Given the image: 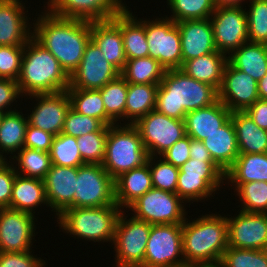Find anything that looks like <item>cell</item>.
<instances>
[{
	"label": "cell",
	"instance_id": "6da1fadb",
	"mask_svg": "<svg viewBox=\"0 0 267 267\" xmlns=\"http://www.w3.org/2000/svg\"><path fill=\"white\" fill-rule=\"evenodd\" d=\"M41 13L32 24V37L59 61L70 77L91 39V22L58 17L48 10Z\"/></svg>",
	"mask_w": 267,
	"mask_h": 267
},
{
	"label": "cell",
	"instance_id": "7a4b0ae2",
	"mask_svg": "<svg viewBox=\"0 0 267 267\" xmlns=\"http://www.w3.org/2000/svg\"><path fill=\"white\" fill-rule=\"evenodd\" d=\"M218 100V91L180 69L166 70L156 94L155 110L177 120L188 112L208 107Z\"/></svg>",
	"mask_w": 267,
	"mask_h": 267
},
{
	"label": "cell",
	"instance_id": "3957f363",
	"mask_svg": "<svg viewBox=\"0 0 267 267\" xmlns=\"http://www.w3.org/2000/svg\"><path fill=\"white\" fill-rule=\"evenodd\" d=\"M196 219V220H195ZM182 223V246L185 265L219 262L228 247L226 216L206 214Z\"/></svg>",
	"mask_w": 267,
	"mask_h": 267
},
{
	"label": "cell",
	"instance_id": "277c9868",
	"mask_svg": "<svg viewBox=\"0 0 267 267\" xmlns=\"http://www.w3.org/2000/svg\"><path fill=\"white\" fill-rule=\"evenodd\" d=\"M23 96L66 91L69 76L59 61L33 37L24 45L21 72L17 80Z\"/></svg>",
	"mask_w": 267,
	"mask_h": 267
},
{
	"label": "cell",
	"instance_id": "5b68a950",
	"mask_svg": "<svg viewBox=\"0 0 267 267\" xmlns=\"http://www.w3.org/2000/svg\"><path fill=\"white\" fill-rule=\"evenodd\" d=\"M122 209L118 205L67 208L56 217L64 233L94 242H113L115 227Z\"/></svg>",
	"mask_w": 267,
	"mask_h": 267
},
{
	"label": "cell",
	"instance_id": "8992f818",
	"mask_svg": "<svg viewBox=\"0 0 267 267\" xmlns=\"http://www.w3.org/2000/svg\"><path fill=\"white\" fill-rule=\"evenodd\" d=\"M121 124L110 125L108 128L102 163L114 180L122 173L143 166L149 157L137 128L127 122Z\"/></svg>",
	"mask_w": 267,
	"mask_h": 267
},
{
	"label": "cell",
	"instance_id": "52a82bcc",
	"mask_svg": "<svg viewBox=\"0 0 267 267\" xmlns=\"http://www.w3.org/2000/svg\"><path fill=\"white\" fill-rule=\"evenodd\" d=\"M224 181L225 172L212 159L190 158L179 167L176 193L185 204L205 201L217 194Z\"/></svg>",
	"mask_w": 267,
	"mask_h": 267
},
{
	"label": "cell",
	"instance_id": "ba28073f",
	"mask_svg": "<svg viewBox=\"0 0 267 267\" xmlns=\"http://www.w3.org/2000/svg\"><path fill=\"white\" fill-rule=\"evenodd\" d=\"M184 203L177 193L151 188L135 200L128 210L134 212V218L151 225L182 224L188 214Z\"/></svg>",
	"mask_w": 267,
	"mask_h": 267
},
{
	"label": "cell",
	"instance_id": "9c48e42d",
	"mask_svg": "<svg viewBox=\"0 0 267 267\" xmlns=\"http://www.w3.org/2000/svg\"><path fill=\"white\" fill-rule=\"evenodd\" d=\"M109 205H117L114 179L103 168L102 164H84L77 167L73 208Z\"/></svg>",
	"mask_w": 267,
	"mask_h": 267
},
{
	"label": "cell",
	"instance_id": "30bf717a",
	"mask_svg": "<svg viewBox=\"0 0 267 267\" xmlns=\"http://www.w3.org/2000/svg\"><path fill=\"white\" fill-rule=\"evenodd\" d=\"M141 267H187L183 256L182 224L151 225Z\"/></svg>",
	"mask_w": 267,
	"mask_h": 267
},
{
	"label": "cell",
	"instance_id": "8fae6325",
	"mask_svg": "<svg viewBox=\"0 0 267 267\" xmlns=\"http://www.w3.org/2000/svg\"><path fill=\"white\" fill-rule=\"evenodd\" d=\"M166 17L145 19V33L149 57L166 70L182 67L181 39L178 25Z\"/></svg>",
	"mask_w": 267,
	"mask_h": 267
},
{
	"label": "cell",
	"instance_id": "7c38bea8",
	"mask_svg": "<svg viewBox=\"0 0 267 267\" xmlns=\"http://www.w3.org/2000/svg\"><path fill=\"white\" fill-rule=\"evenodd\" d=\"M123 210L116 223L114 244L115 263L119 265L141 267L151 224L138 220L133 216L127 219Z\"/></svg>",
	"mask_w": 267,
	"mask_h": 267
},
{
	"label": "cell",
	"instance_id": "4fadbf2b",
	"mask_svg": "<svg viewBox=\"0 0 267 267\" xmlns=\"http://www.w3.org/2000/svg\"><path fill=\"white\" fill-rule=\"evenodd\" d=\"M133 125L149 156H161L176 141L186 136L184 120L170 118L156 110L150 111Z\"/></svg>",
	"mask_w": 267,
	"mask_h": 267
},
{
	"label": "cell",
	"instance_id": "5bb4252c",
	"mask_svg": "<svg viewBox=\"0 0 267 267\" xmlns=\"http://www.w3.org/2000/svg\"><path fill=\"white\" fill-rule=\"evenodd\" d=\"M245 7L215 8L209 18L213 27L217 51L230 54L248 42V25Z\"/></svg>",
	"mask_w": 267,
	"mask_h": 267
},
{
	"label": "cell",
	"instance_id": "9a60e30c",
	"mask_svg": "<svg viewBox=\"0 0 267 267\" xmlns=\"http://www.w3.org/2000/svg\"><path fill=\"white\" fill-rule=\"evenodd\" d=\"M119 75L120 71L104 58L100 48L90 39L79 66L69 77V87L99 90Z\"/></svg>",
	"mask_w": 267,
	"mask_h": 267
},
{
	"label": "cell",
	"instance_id": "2e32d148",
	"mask_svg": "<svg viewBox=\"0 0 267 267\" xmlns=\"http://www.w3.org/2000/svg\"><path fill=\"white\" fill-rule=\"evenodd\" d=\"M35 215L10 208L0 209V252L32 250L37 219Z\"/></svg>",
	"mask_w": 267,
	"mask_h": 267
},
{
	"label": "cell",
	"instance_id": "e0dca14e",
	"mask_svg": "<svg viewBox=\"0 0 267 267\" xmlns=\"http://www.w3.org/2000/svg\"><path fill=\"white\" fill-rule=\"evenodd\" d=\"M226 216L229 247L263 250L267 246V213L240 210L235 217Z\"/></svg>",
	"mask_w": 267,
	"mask_h": 267
},
{
	"label": "cell",
	"instance_id": "ac0fdd59",
	"mask_svg": "<svg viewBox=\"0 0 267 267\" xmlns=\"http://www.w3.org/2000/svg\"><path fill=\"white\" fill-rule=\"evenodd\" d=\"M46 4L58 17L90 22L109 20L128 7L122 0H48Z\"/></svg>",
	"mask_w": 267,
	"mask_h": 267
},
{
	"label": "cell",
	"instance_id": "d6986e66",
	"mask_svg": "<svg viewBox=\"0 0 267 267\" xmlns=\"http://www.w3.org/2000/svg\"><path fill=\"white\" fill-rule=\"evenodd\" d=\"M218 99L231 111H245L258 99V82L245 72L225 65Z\"/></svg>",
	"mask_w": 267,
	"mask_h": 267
},
{
	"label": "cell",
	"instance_id": "ffe728a7",
	"mask_svg": "<svg viewBox=\"0 0 267 267\" xmlns=\"http://www.w3.org/2000/svg\"><path fill=\"white\" fill-rule=\"evenodd\" d=\"M35 104L32 112L27 116L28 124L49 132L54 136L62 133L67 112L71 108V102L67 91L54 94H35L29 95Z\"/></svg>",
	"mask_w": 267,
	"mask_h": 267
},
{
	"label": "cell",
	"instance_id": "44dd1931",
	"mask_svg": "<svg viewBox=\"0 0 267 267\" xmlns=\"http://www.w3.org/2000/svg\"><path fill=\"white\" fill-rule=\"evenodd\" d=\"M21 2L0 0V46L25 45L32 37L31 18Z\"/></svg>",
	"mask_w": 267,
	"mask_h": 267
},
{
	"label": "cell",
	"instance_id": "7402d4cb",
	"mask_svg": "<svg viewBox=\"0 0 267 267\" xmlns=\"http://www.w3.org/2000/svg\"><path fill=\"white\" fill-rule=\"evenodd\" d=\"M76 177L77 167L52 164L43 180L49 207L57 217L67 208H73Z\"/></svg>",
	"mask_w": 267,
	"mask_h": 267
},
{
	"label": "cell",
	"instance_id": "603a6c76",
	"mask_svg": "<svg viewBox=\"0 0 267 267\" xmlns=\"http://www.w3.org/2000/svg\"><path fill=\"white\" fill-rule=\"evenodd\" d=\"M180 32L182 64L217 51L210 19L176 22Z\"/></svg>",
	"mask_w": 267,
	"mask_h": 267
},
{
	"label": "cell",
	"instance_id": "cb8c5ba5",
	"mask_svg": "<svg viewBox=\"0 0 267 267\" xmlns=\"http://www.w3.org/2000/svg\"><path fill=\"white\" fill-rule=\"evenodd\" d=\"M231 114L219 99L208 107L188 112L184 118L186 135L202 141L221 128L231 118Z\"/></svg>",
	"mask_w": 267,
	"mask_h": 267
},
{
	"label": "cell",
	"instance_id": "d4e9b609",
	"mask_svg": "<svg viewBox=\"0 0 267 267\" xmlns=\"http://www.w3.org/2000/svg\"><path fill=\"white\" fill-rule=\"evenodd\" d=\"M91 40L120 72L127 61L120 27L112 20L91 21Z\"/></svg>",
	"mask_w": 267,
	"mask_h": 267
},
{
	"label": "cell",
	"instance_id": "484cf974",
	"mask_svg": "<svg viewBox=\"0 0 267 267\" xmlns=\"http://www.w3.org/2000/svg\"><path fill=\"white\" fill-rule=\"evenodd\" d=\"M129 9L126 7L111 18L121 29L126 58L128 60L148 57L145 20L144 18L137 20Z\"/></svg>",
	"mask_w": 267,
	"mask_h": 267
},
{
	"label": "cell",
	"instance_id": "4316f807",
	"mask_svg": "<svg viewBox=\"0 0 267 267\" xmlns=\"http://www.w3.org/2000/svg\"><path fill=\"white\" fill-rule=\"evenodd\" d=\"M115 202L123 210L153 188L149 164L122 173L114 180Z\"/></svg>",
	"mask_w": 267,
	"mask_h": 267
},
{
	"label": "cell",
	"instance_id": "83f0119b",
	"mask_svg": "<svg viewBox=\"0 0 267 267\" xmlns=\"http://www.w3.org/2000/svg\"><path fill=\"white\" fill-rule=\"evenodd\" d=\"M212 160L226 172L239 156L235 128L230 118L221 128L202 140Z\"/></svg>",
	"mask_w": 267,
	"mask_h": 267
},
{
	"label": "cell",
	"instance_id": "f1b7e54d",
	"mask_svg": "<svg viewBox=\"0 0 267 267\" xmlns=\"http://www.w3.org/2000/svg\"><path fill=\"white\" fill-rule=\"evenodd\" d=\"M41 204L49 207L44 181L16 174L9 208L34 215Z\"/></svg>",
	"mask_w": 267,
	"mask_h": 267
},
{
	"label": "cell",
	"instance_id": "f546056e",
	"mask_svg": "<svg viewBox=\"0 0 267 267\" xmlns=\"http://www.w3.org/2000/svg\"><path fill=\"white\" fill-rule=\"evenodd\" d=\"M234 191L243 183L267 182V153L239 154L233 165L225 172V181Z\"/></svg>",
	"mask_w": 267,
	"mask_h": 267
},
{
	"label": "cell",
	"instance_id": "4dcf8cb0",
	"mask_svg": "<svg viewBox=\"0 0 267 267\" xmlns=\"http://www.w3.org/2000/svg\"><path fill=\"white\" fill-rule=\"evenodd\" d=\"M226 63L227 55L215 51L185 61L180 70L197 81L213 86L218 91L222 83Z\"/></svg>",
	"mask_w": 267,
	"mask_h": 267
},
{
	"label": "cell",
	"instance_id": "1f68e13d",
	"mask_svg": "<svg viewBox=\"0 0 267 267\" xmlns=\"http://www.w3.org/2000/svg\"><path fill=\"white\" fill-rule=\"evenodd\" d=\"M227 62L258 82L267 74V44L246 42L227 55Z\"/></svg>",
	"mask_w": 267,
	"mask_h": 267
},
{
	"label": "cell",
	"instance_id": "d6a6232c",
	"mask_svg": "<svg viewBox=\"0 0 267 267\" xmlns=\"http://www.w3.org/2000/svg\"><path fill=\"white\" fill-rule=\"evenodd\" d=\"M231 119L239 154L267 153L266 130L257 126L245 111L232 112Z\"/></svg>",
	"mask_w": 267,
	"mask_h": 267
},
{
	"label": "cell",
	"instance_id": "836d02e7",
	"mask_svg": "<svg viewBox=\"0 0 267 267\" xmlns=\"http://www.w3.org/2000/svg\"><path fill=\"white\" fill-rule=\"evenodd\" d=\"M28 118L22 111L14 110L3 114L0 121V152L5 155L15 153L24 147ZM14 153V154H13Z\"/></svg>",
	"mask_w": 267,
	"mask_h": 267
},
{
	"label": "cell",
	"instance_id": "e575fe53",
	"mask_svg": "<svg viewBox=\"0 0 267 267\" xmlns=\"http://www.w3.org/2000/svg\"><path fill=\"white\" fill-rule=\"evenodd\" d=\"M158 86L128 83L125 106V121H128V124H134L138 119L155 110Z\"/></svg>",
	"mask_w": 267,
	"mask_h": 267
},
{
	"label": "cell",
	"instance_id": "d590c367",
	"mask_svg": "<svg viewBox=\"0 0 267 267\" xmlns=\"http://www.w3.org/2000/svg\"><path fill=\"white\" fill-rule=\"evenodd\" d=\"M71 102V108L76 112L96 118L105 126L115 123L106 115L103 99L99 90L73 89L68 87L66 90Z\"/></svg>",
	"mask_w": 267,
	"mask_h": 267
},
{
	"label": "cell",
	"instance_id": "8d00e7d4",
	"mask_svg": "<svg viewBox=\"0 0 267 267\" xmlns=\"http://www.w3.org/2000/svg\"><path fill=\"white\" fill-rule=\"evenodd\" d=\"M166 69L152 57L128 59L120 75L127 83L156 84L163 79Z\"/></svg>",
	"mask_w": 267,
	"mask_h": 267
},
{
	"label": "cell",
	"instance_id": "74e56055",
	"mask_svg": "<svg viewBox=\"0 0 267 267\" xmlns=\"http://www.w3.org/2000/svg\"><path fill=\"white\" fill-rule=\"evenodd\" d=\"M16 154L9 160L16 164L14 166L18 175L44 180L52 166L49 152L23 147Z\"/></svg>",
	"mask_w": 267,
	"mask_h": 267
},
{
	"label": "cell",
	"instance_id": "f35d334b",
	"mask_svg": "<svg viewBox=\"0 0 267 267\" xmlns=\"http://www.w3.org/2000/svg\"><path fill=\"white\" fill-rule=\"evenodd\" d=\"M106 115L115 123L125 120L128 83L119 75L100 89ZM121 119V120H119Z\"/></svg>",
	"mask_w": 267,
	"mask_h": 267
},
{
	"label": "cell",
	"instance_id": "ab89813d",
	"mask_svg": "<svg viewBox=\"0 0 267 267\" xmlns=\"http://www.w3.org/2000/svg\"><path fill=\"white\" fill-rule=\"evenodd\" d=\"M171 16L175 23L184 20L209 19L215 10L213 0H167Z\"/></svg>",
	"mask_w": 267,
	"mask_h": 267
},
{
	"label": "cell",
	"instance_id": "60d3db41",
	"mask_svg": "<svg viewBox=\"0 0 267 267\" xmlns=\"http://www.w3.org/2000/svg\"><path fill=\"white\" fill-rule=\"evenodd\" d=\"M49 153L52 164L58 166L79 167L85 164L78 149L76 137L64 133L54 136Z\"/></svg>",
	"mask_w": 267,
	"mask_h": 267
},
{
	"label": "cell",
	"instance_id": "b9f144b4",
	"mask_svg": "<svg viewBox=\"0 0 267 267\" xmlns=\"http://www.w3.org/2000/svg\"><path fill=\"white\" fill-rule=\"evenodd\" d=\"M109 126L98 132L76 137L77 146L85 164H102L105 158L106 139Z\"/></svg>",
	"mask_w": 267,
	"mask_h": 267
},
{
	"label": "cell",
	"instance_id": "7bdbcfd3",
	"mask_svg": "<svg viewBox=\"0 0 267 267\" xmlns=\"http://www.w3.org/2000/svg\"><path fill=\"white\" fill-rule=\"evenodd\" d=\"M234 192L241 201L242 211L267 213V182L243 183Z\"/></svg>",
	"mask_w": 267,
	"mask_h": 267
},
{
	"label": "cell",
	"instance_id": "ee69618b",
	"mask_svg": "<svg viewBox=\"0 0 267 267\" xmlns=\"http://www.w3.org/2000/svg\"><path fill=\"white\" fill-rule=\"evenodd\" d=\"M159 157L149 156L147 160L151 172L153 188L176 193L179 167L170 164L161 156ZM155 159L159 160L156 161Z\"/></svg>",
	"mask_w": 267,
	"mask_h": 267
},
{
	"label": "cell",
	"instance_id": "f6af8a7d",
	"mask_svg": "<svg viewBox=\"0 0 267 267\" xmlns=\"http://www.w3.org/2000/svg\"><path fill=\"white\" fill-rule=\"evenodd\" d=\"M246 10L248 42L267 44V0H250Z\"/></svg>",
	"mask_w": 267,
	"mask_h": 267
},
{
	"label": "cell",
	"instance_id": "bcb514c9",
	"mask_svg": "<svg viewBox=\"0 0 267 267\" xmlns=\"http://www.w3.org/2000/svg\"><path fill=\"white\" fill-rule=\"evenodd\" d=\"M220 262L224 267H267L264 250L227 247Z\"/></svg>",
	"mask_w": 267,
	"mask_h": 267
},
{
	"label": "cell",
	"instance_id": "7dc6e473",
	"mask_svg": "<svg viewBox=\"0 0 267 267\" xmlns=\"http://www.w3.org/2000/svg\"><path fill=\"white\" fill-rule=\"evenodd\" d=\"M103 126L104 124L100 120L82 115L70 108L64 121L62 133L72 137H79L98 132Z\"/></svg>",
	"mask_w": 267,
	"mask_h": 267
},
{
	"label": "cell",
	"instance_id": "c3c4849f",
	"mask_svg": "<svg viewBox=\"0 0 267 267\" xmlns=\"http://www.w3.org/2000/svg\"><path fill=\"white\" fill-rule=\"evenodd\" d=\"M24 45L0 46V79L18 80Z\"/></svg>",
	"mask_w": 267,
	"mask_h": 267
},
{
	"label": "cell",
	"instance_id": "681fc988",
	"mask_svg": "<svg viewBox=\"0 0 267 267\" xmlns=\"http://www.w3.org/2000/svg\"><path fill=\"white\" fill-rule=\"evenodd\" d=\"M27 252H0V267H46L45 260Z\"/></svg>",
	"mask_w": 267,
	"mask_h": 267
},
{
	"label": "cell",
	"instance_id": "f907efd6",
	"mask_svg": "<svg viewBox=\"0 0 267 267\" xmlns=\"http://www.w3.org/2000/svg\"><path fill=\"white\" fill-rule=\"evenodd\" d=\"M54 135L28 124L24 147L50 152Z\"/></svg>",
	"mask_w": 267,
	"mask_h": 267
},
{
	"label": "cell",
	"instance_id": "816d5d0a",
	"mask_svg": "<svg viewBox=\"0 0 267 267\" xmlns=\"http://www.w3.org/2000/svg\"><path fill=\"white\" fill-rule=\"evenodd\" d=\"M190 142L189 136H184L182 139L176 141L168 150H166L161 157L170 164L180 167L187 160L190 159Z\"/></svg>",
	"mask_w": 267,
	"mask_h": 267
},
{
	"label": "cell",
	"instance_id": "f5cc1de1",
	"mask_svg": "<svg viewBox=\"0 0 267 267\" xmlns=\"http://www.w3.org/2000/svg\"><path fill=\"white\" fill-rule=\"evenodd\" d=\"M12 163L9 161L0 169V209L9 208L10 205L12 187L17 174Z\"/></svg>",
	"mask_w": 267,
	"mask_h": 267
},
{
	"label": "cell",
	"instance_id": "db71d44e",
	"mask_svg": "<svg viewBox=\"0 0 267 267\" xmlns=\"http://www.w3.org/2000/svg\"><path fill=\"white\" fill-rule=\"evenodd\" d=\"M22 97L16 80L0 79V112L6 113L11 110V104L18 102L16 99ZM10 107V108H9Z\"/></svg>",
	"mask_w": 267,
	"mask_h": 267
},
{
	"label": "cell",
	"instance_id": "11a10c76",
	"mask_svg": "<svg viewBox=\"0 0 267 267\" xmlns=\"http://www.w3.org/2000/svg\"><path fill=\"white\" fill-rule=\"evenodd\" d=\"M245 112L257 126L267 130V100L258 99Z\"/></svg>",
	"mask_w": 267,
	"mask_h": 267
},
{
	"label": "cell",
	"instance_id": "9f6ffc18",
	"mask_svg": "<svg viewBox=\"0 0 267 267\" xmlns=\"http://www.w3.org/2000/svg\"><path fill=\"white\" fill-rule=\"evenodd\" d=\"M190 158L193 159H212L209 151L202 141L194 140L191 138L190 142Z\"/></svg>",
	"mask_w": 267,
	"mask_h": 267
},
{
	"label": "cell",
	"instance_id": "6f0895ef",
	"mask_svg": "<svg viewBox=\"0 0 267 267\" xmlns=\"http://www.w3.org/2000/svg\"><path fill=\"white\" fill-rule=\"evenodd\" d=\"M244 1L245 0H213L216 8H220V7H243L242 4H244Z\"/></svg>",
	"mask_w": 267,
	"mask_h": 267
},
{
	"label": "cell",
	"instance_id": "680465c9",
	"mask_svg": "<svg viewBox=\"0 0 267 267\" xmlns=\"http://www.w3.org/2000/svg\"><path fill=\"white\" fill-rule=\"evenodd\" d=\"M258 95L259 99L267 100V74L258 81Z\"/></svg>",
	"mask_w": 267,
	"mask_h": 267
},
{
	"label": "cell",
	"instance_id": "91938a15",
	"mask_svg": "<svg viewBox=\"0 0 267 267\" xmlns=\"http://www.w3.org/2000/svg\"><path fill=\"white\" fill-rule=\"evenodd\" d=\"M194 267H224V265L219 261V262H213V263H202Z\"/></svg>",
	"mask_w": 267,
	"mask_h": 267
},
{
	"label": "cell",
	"instance_id": "94428289",
	"mask_svg": "<svg viewBox=\"0 0 267 267\" xmlns=\"http://www.w3.org/2000/svg\"><path fill=\"white\" fill-rule=\"evenodd\" d=\"M9 161L7 158L0 152V169L4 167Z\"/></svg>",
	"mask_w": 267,
	"mask_h": 267
},
{
	"label": "cell",
	"instance_id": "6125c7cd",
	"mask_svg": "<svg viewBox=\"0 0 267 267\" xmlns=\"http://www.w3.org/2000/svg\"><path fill=\"white\" fill-rule=\"evenodd\" d=\"M113 265H115V266H113V267H134V266H126V265H119V264H113Z\"/></svg>",
	"mask_w": 267,
	"mask_h": 267
},
{
	"label": "cell",
	"instance_id": "be15d7a7",
	"mask_svg": "<svg viewBox=\"0 0 267 267\" xmlns=\"http://www.w3.org/2000/svg\"><path fill=\"white\" fill-rule=\"evenodd\" d=\"M267 257V246L263 249Z\"/></svg>",
	"mask_w": 267,
	"mask_h": 267
},
{
	"label": "cell",
	"instance_id": "e7e4bbea",
	"mask_svg": "<svg viewBox=\"0 0 267 267\" xmlns=\"http://www.w3.org/2000/svg\"><path fill=\"white\" fill-rule=\"evenodd\" d=\"M4 113L0 112V121L2 119V116H3Z\"/></svg>",
	"mask_w": 267,
	"mask_h": 267
}]
</instances>
